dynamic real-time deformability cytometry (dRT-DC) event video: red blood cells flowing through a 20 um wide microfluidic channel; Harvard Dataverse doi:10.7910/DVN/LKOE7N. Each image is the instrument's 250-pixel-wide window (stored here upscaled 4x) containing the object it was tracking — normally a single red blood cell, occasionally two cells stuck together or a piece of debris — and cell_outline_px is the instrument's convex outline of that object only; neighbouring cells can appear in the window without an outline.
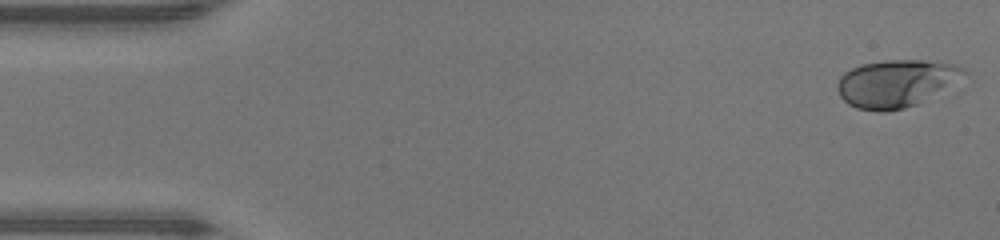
{"species": "human", "species_latin": "Homo sapiens", "temperature_condition": "warm", "stored_images_in_passage": 47, "camera_frame_rate_fps": 3000, "um_per_image_px": 0.085, "donor": {"sex": "male"}, "frame": {"image": 1, "passage_image": 1, "time_ms": 0.0, "image_size_px": [1000, 240], "cell_outline_px": [[968, 72], [916, 104], [904, 108], [888, 112], [880, 112], [856, 108], [848, 104], [840, 96], [836, 88], [836, 84], [840, 76], [844, 72], [852, 68], [864, 64], [884, 60], [924, 60], [952, 64], [964, 68]], "centroid_in_image_um": [76.06, 7.08], "position_along_channel_um": 8.9, "area_um2": 34.28}}
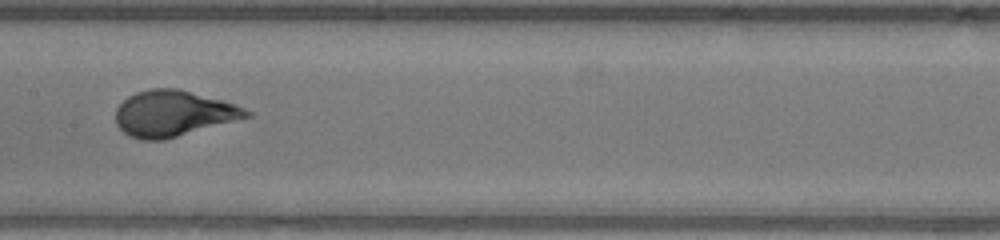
{"frame": {"image": 2, "passage_image": 23, "time_ms": 7.333, "image_size_px": [1000, 240], "cell_outline_px": [[252, 116], [164, 140], [140, 140], [124, 132], [116, 124], [116, 108], [128, 96], [136, 92], [152, 88], [176, 88], [224, 100], [244, 108], [252, 112]], "centroid_in_image_um": [14.74, 9.64], "position_along_channel_um": 192.7, "area_um2": 34.85}}
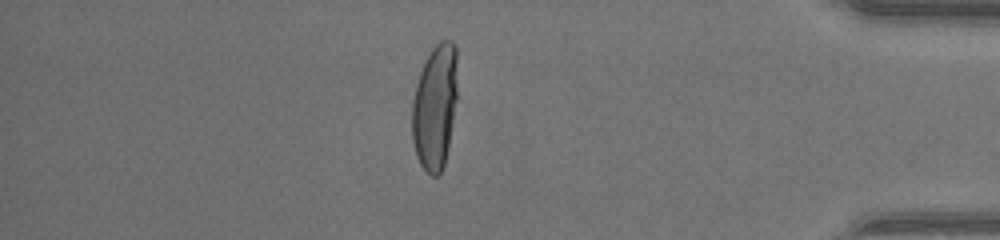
{"frame": {"image": 3, "passage_image": 40, "time_ms": 13.0, "image_size_px": [1000, 240], "cell_outline_px": [[456, 100], [448, 148], [444, 164], [440, 172], [436, 176], [432, 176], [420, 164], [416, 156], [412, 140], [412, 104], [416, 84], [424, 60], [432, 48], [440, 40], [452, 40], [456, 44]], "centroid_in_image_um": [36.96, 9.05], "position_along_channel_um": 398.2, "area_um2": 33.06}, "authors_computed_cell_mechanics": {"area_um2": 33.8708, "velocity_mm_per_s": 4.3584, "shape_relaxation_time_tau1_ms": 3.3914, "shape_relaxation_time_tau2_ms": null, "deformation_change_tau1": 0.2264, "deformation_change_tau2": null}}